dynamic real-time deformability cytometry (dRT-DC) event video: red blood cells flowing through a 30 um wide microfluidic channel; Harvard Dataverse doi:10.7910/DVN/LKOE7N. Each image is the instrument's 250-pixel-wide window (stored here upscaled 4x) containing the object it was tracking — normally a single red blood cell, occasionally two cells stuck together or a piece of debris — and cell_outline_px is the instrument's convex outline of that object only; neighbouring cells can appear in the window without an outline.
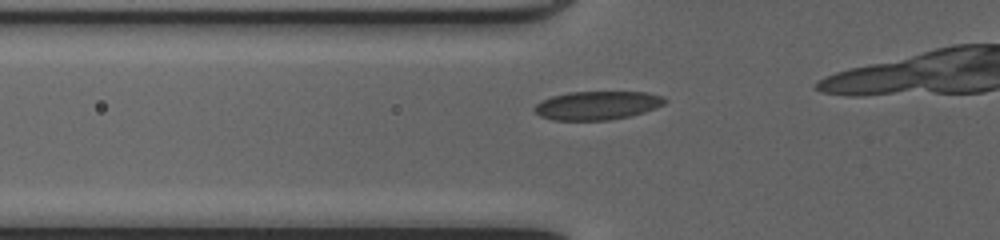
{"species": "common noctule bat (a hibernating species)", "species_latin": "Nyctalus noctula", "temperature_condition": "cold", "stored_images_in_passage": 9, "camera_frame_rate_fps": 3000, "um_per_image_px": 0.085, "animal": {"sex": "female", "body_mass_g": 20.0, "forearm_length_mm": 54.0}, "frame": {"image": 1, "passage_image": 4, "time_ms": 1.0, "image_size_px": [1000, 240], "cell_outline_px": [[668, 100], [664, 104], [656, 108], [644, 112], [628, 116], [608, 120], [552, 120], [540, 116], [532, 108], [540, 100], [552, 96], [568, 92], [648, 92], [664, 96]], "centroid_in_image_um": [50.76, 8.95], "position_along_channel_um": 75.0, "area_um2": 21.85}}
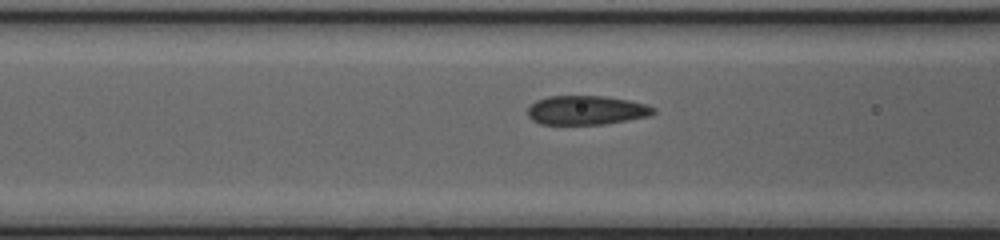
{"frame": {"image": 2, "passage_image": 7, "time_ms": 2.0, "image_size_px": [1000, 240], "cell_outline_px": [[656, 112], [652, 116], [604, 124], [540, 124], [532, 120], [528, 116], [528, 108], [536, 100], [548, 96], [608, 96], [648, 104], [656, 108]], "centroid_in_image_um": [49.89, 9.36], "position_along_channel_um": 116.7, "area_um2": 21.56}}